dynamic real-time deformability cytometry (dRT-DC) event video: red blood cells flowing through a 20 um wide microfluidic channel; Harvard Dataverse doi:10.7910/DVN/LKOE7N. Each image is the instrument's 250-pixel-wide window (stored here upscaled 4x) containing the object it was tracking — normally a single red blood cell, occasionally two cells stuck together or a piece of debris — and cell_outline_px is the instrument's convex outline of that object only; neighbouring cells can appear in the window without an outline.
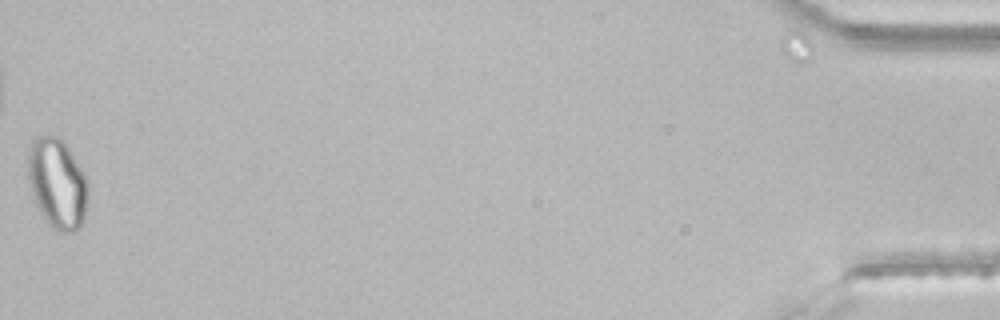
{"species": "common noctule bat (a hibernating species)", "species_latin": "Nyctalus noctula", "temperature_condition": "room temperature", "stored_images_in_passage": 38, "segment_of_instrument_passage": [2, 2], "camera_frame_rate_fps": 3000, "um_per_image_px": 0.085, "animal": {"sex": "male", "body_mass_g": 21.5, "forearm_length_mm": 52.0}, "frame": {"image": 1, "passage_image": 38, "time_ms": 12.333, "image_size_px": [1000, 320], "cell_outline_px": [[88, 196], [84, 220], [80, 228], [76, 232], [60, 232], [52, 228], [48, 224], [40, 212], [36, 204], [32, 192], [28, 176], [28, 156], [32, 140], [36, 136], [56, 136], [68, 148], [80, 168], [88, 184]], "centroid_in_image_um": [4.87, 15.65], "position_along_channel_um": 430.3, "area_um2": 31.33}}